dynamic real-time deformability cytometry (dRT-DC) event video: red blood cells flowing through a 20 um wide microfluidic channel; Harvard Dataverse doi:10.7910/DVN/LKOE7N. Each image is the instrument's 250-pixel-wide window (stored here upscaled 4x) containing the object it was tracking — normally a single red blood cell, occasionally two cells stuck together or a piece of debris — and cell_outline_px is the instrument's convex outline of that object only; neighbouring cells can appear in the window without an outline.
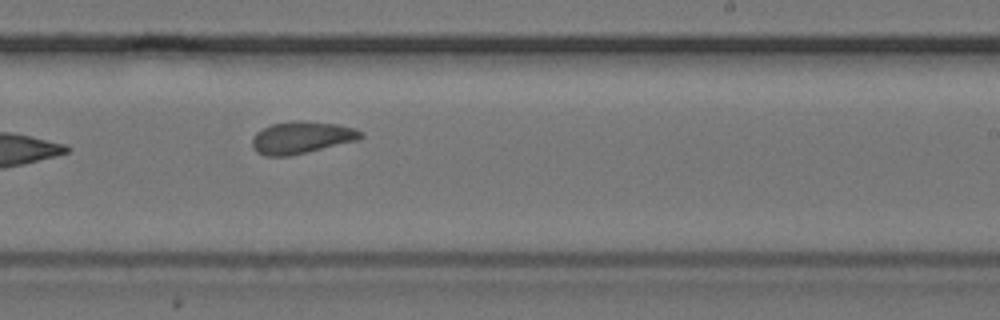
{"species": "common noctule bat (a hibernating species)", "species_latin": "Nyctalus noctula", "temperature_condition": "cold", "stored_images_in_passage": 10, "camera_frame_rate_fps": 3000, "um_per_image_px": 0.085, "animal": {"sex": "female", "body_mass_g": 24.6, "forearm_length_mm": 56.2}, "frame": {"image": 1, "passage_image": 10, "time_ms": 10.667, "image_size_px": [1000, 320], "cell_outline_px": [[364, 136], [356, 140], [308, 152], [288, 156], [264, 156], [256, 152], [252, 148], [252, 136], [256, 132], [272, 124], [300, 120], [336, 124], [356, 128], [364, 132]], "centroid_in_image_um": [25.62, 11.69], "position_along_channel_um": 263.4, "area_um2": 20.35}}